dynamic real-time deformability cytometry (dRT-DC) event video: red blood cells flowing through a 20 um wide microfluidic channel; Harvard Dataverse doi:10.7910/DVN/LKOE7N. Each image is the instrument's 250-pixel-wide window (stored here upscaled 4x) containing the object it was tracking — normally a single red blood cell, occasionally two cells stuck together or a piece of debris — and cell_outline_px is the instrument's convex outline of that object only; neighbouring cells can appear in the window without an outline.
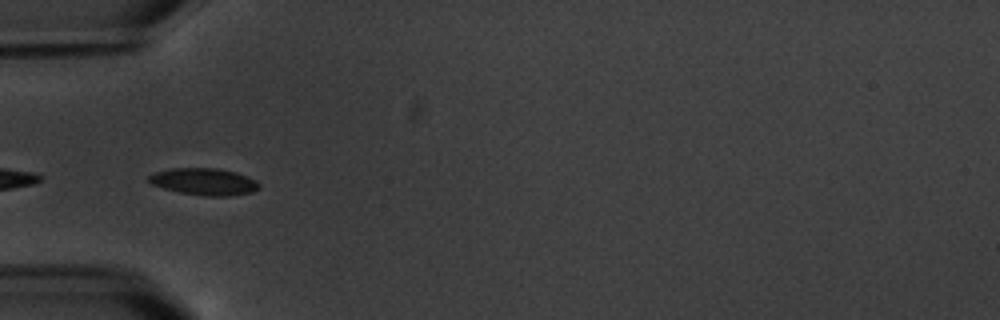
{"species": "common noctule bat (a hibernating species)", "species_latin": "Nyctalus noctula", "temperature_condition": "warm", "stored_images_in_passage": 7, "segment_of_instrument_passage": [2, 2], "camera_frame_rate_fps": 3000, "um_per_image_px": 0.085, "animal": {"sex": "male", "body_mass_g": 20.1, "forearm_length_mm": 53.5}, "frame": {"image": 1, "passage_image": 5, "time_ms": 6.333, "image_size_px": [1000, 320], "cell_outline_px": [[260, 188], [252, 192], [228, 196], [204, 196], [180, 192], [164, 188], [152, 184], [148, 180], [148, 176], [156, 172], [172, 168], [216, 168], [236, 172], [248, 176], [256, 180], [260, 184]], "centroid_in_image_um": [17.39, 15.44], "position_along_channel_um": 67.6, "area_um2": 17.28}}